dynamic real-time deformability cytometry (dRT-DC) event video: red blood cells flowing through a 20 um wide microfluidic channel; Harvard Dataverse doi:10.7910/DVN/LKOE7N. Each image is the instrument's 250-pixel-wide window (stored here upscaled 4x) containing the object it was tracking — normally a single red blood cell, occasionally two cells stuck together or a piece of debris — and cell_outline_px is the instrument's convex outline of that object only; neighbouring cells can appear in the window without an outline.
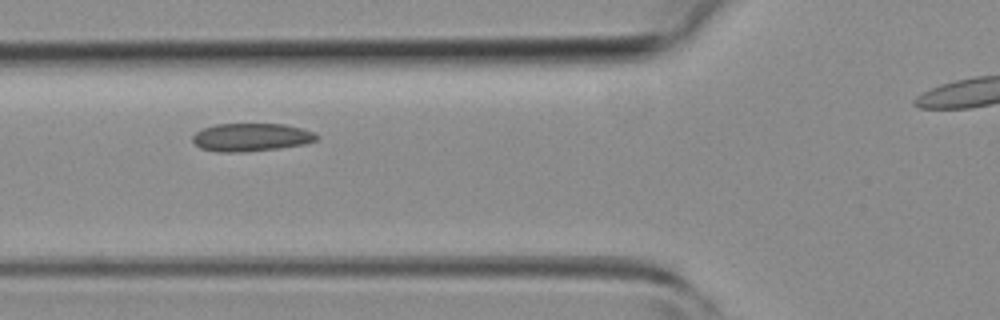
{"species": "common noctule bat (a hibernating species)", "species_latin": "Nyctalus noctula", "temperature_condition": "room temperature", "stored_images_in_passage": 6, "camera_frame_rate_fps": 3000, "um_per_image_px": 0.085, "animal": {"sex": "female", "body_mass_g": 19.3, "forearm_length_mm": 54.1}, "frame": {"image": 1, "passage_image": 4, "time_ms": 3.333, "image_size_px": [1000, 320], "cell_outline_px": [[320, 136], [316, 140], [304, 144], [280, 148], [244, 152], [216, 152], [200, 148], [192, 140], [192, 136], [200, 128], [216, 124], [284, 124], [316, 132]], "centroid_in_image_um": [21.34, 11.67], "position_along_channel_um": 104.5, "area_um2": 20.46}}
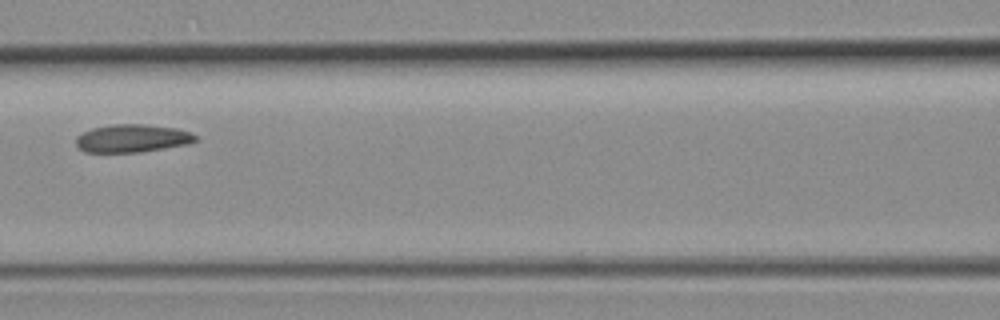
{"frame": {"image": 2, "passage_image": 6, "time_ms": 6.333, "image_size_px": [1000, 320], "cell_outline_px": [[196, 140], [188, 144], [136, 152], [84, 152], [76, 144], [76, 136], [92, 128], [112, 124], [144, 124], [176, 128], [188, 132], [196, 136]], "centroid_in_image_um": [11.2, 11.75], "position_along_channel_um": 155.4, "area_um2": 19.19}}